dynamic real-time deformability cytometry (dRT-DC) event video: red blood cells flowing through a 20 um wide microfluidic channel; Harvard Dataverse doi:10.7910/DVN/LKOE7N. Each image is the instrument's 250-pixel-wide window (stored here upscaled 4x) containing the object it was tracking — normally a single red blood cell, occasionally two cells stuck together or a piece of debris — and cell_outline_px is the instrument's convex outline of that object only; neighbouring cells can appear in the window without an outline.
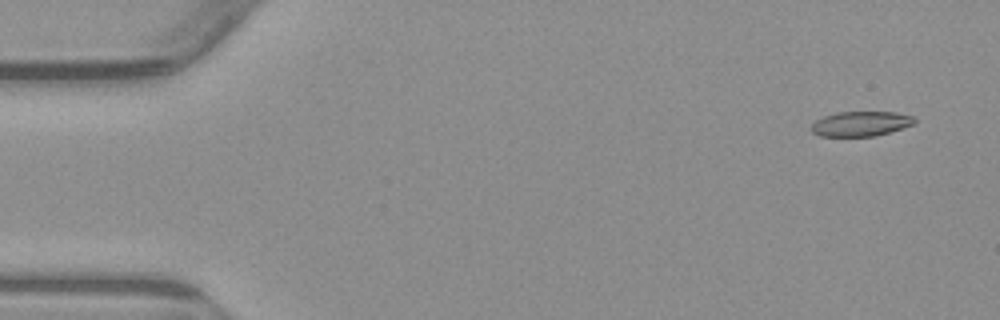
{"species": "common noctule bat (a hibernating species)", "species_latin": "Nyctalus noctula", "temperature_condition": "warm", "stored_images_in_passage": 4, "camera_frame_rate_fps": 3000, "um_per_image_px": 0.085, "animal": {"sex": "male", "body_mass_g": 23.1, "forearm_length_mm": 52.7}, "frame": {"image": 1, "passage_image": 1, "time_ms": 0.0, "image_size_px": [1000, 320], "cell_outline_px": [[916, 120], [912, 124], [876, 136], [820, 136], [812, 132], [812, 124], [816, 120], [824, 116], [836, 112], [896, 112], [912, 116]], "centroid_in_image_um": [73.13, 10.51], "position_along_channel_um": 11.9, "area_um2": 14.74}}
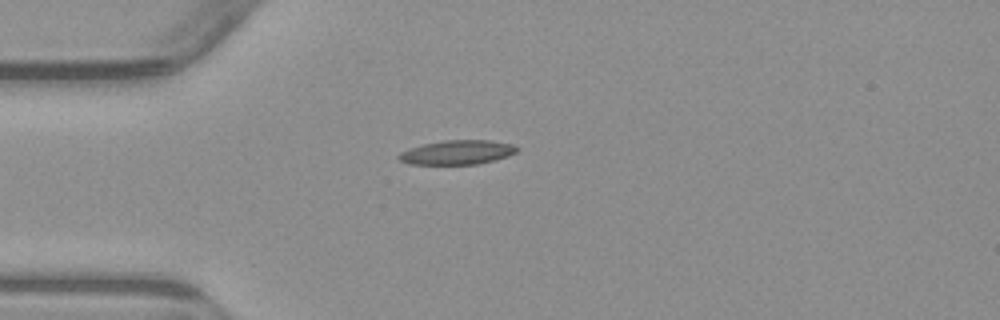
{"frame": {"image": 2, "passage_image": 4, "time_ms": 3.667, "image_size_px": [1000, 320], "cell_outline_px": [[520, 148], [516, 152], [508, 156], [476, 164], [408, 164], [400, 160], [396, 156], [400, 152], [424, 144], [444, 140], [488, 140], [512, 144]], "centroid_in_image_um": [38.87, 12.95], "position_along_channel_um": 46.1, "area_um2": 16.53}}